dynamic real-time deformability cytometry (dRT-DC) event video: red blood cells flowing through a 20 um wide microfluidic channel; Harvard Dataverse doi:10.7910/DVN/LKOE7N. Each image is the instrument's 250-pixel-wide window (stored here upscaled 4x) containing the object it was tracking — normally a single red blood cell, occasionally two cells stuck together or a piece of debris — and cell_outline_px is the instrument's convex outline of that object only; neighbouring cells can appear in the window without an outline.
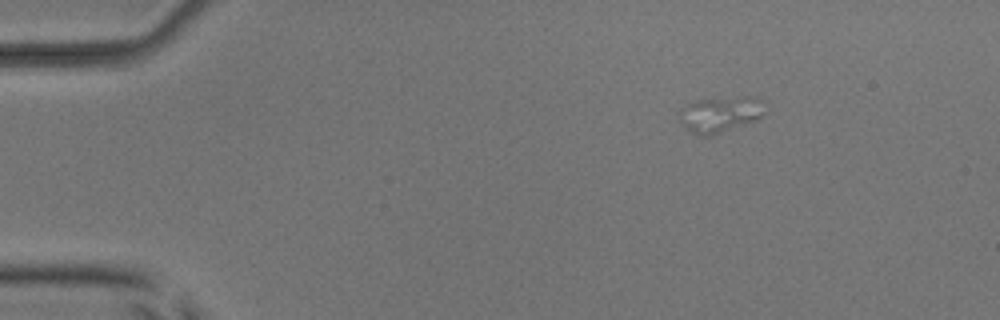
{"species": "common noctule bat (a hibernating species)", "species_latin": "Nyctalus noctula", "temperature_condition": "room temperature", "stored_images_in_passage": 2, "camera_frame_rate_fps": 3000, "um_per_image_px": 0.085, "animal": {"sex": "male", "body_mass_g": 17.9, "forearm_length_mm": 54.2}, "frame": {"image": 1, "passage_image": 2, "time_ms": 1.333, "image_size_px": [1000, 320], "cell_outline_px": [[764, 112], [760, 116], [752, 120], [720, 132], [708, 136], [700, 136], [688, 132], [680, 120], [680, 108], [696, 100], [744, 96], [748, 96]], "centroid_in_image_um": [61.03, 9.74], "position_along_channel_um": 24.0, "area_um2": 16.82}}